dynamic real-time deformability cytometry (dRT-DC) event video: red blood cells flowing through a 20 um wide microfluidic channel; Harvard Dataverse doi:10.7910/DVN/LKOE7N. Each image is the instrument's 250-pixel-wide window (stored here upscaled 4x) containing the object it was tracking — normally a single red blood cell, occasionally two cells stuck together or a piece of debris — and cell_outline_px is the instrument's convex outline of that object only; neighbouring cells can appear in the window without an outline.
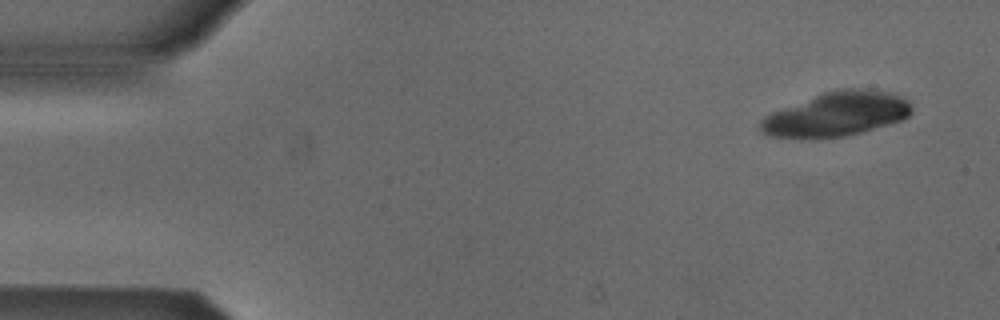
{"species": "Egyptian fruit bat (a non-hibernating species)", "species_latin": "Rousettus aegyptiacus", "temperature_condition": "cold", "stored_images_in_passage": 6, "camera_frame_rate_fps": 3000, "um_per_image_px": 0.085, "animal": {"sex": "male"}, "frame": {"image": 1, "passage_image": 6, "time_ms": 6.0, "image_size_px": [1000, 320], "cell_outline_px": [[912, 112], [908, 116], [900, 120], [860, 132], [844, 136], [772, 136], [764, 132], [760, 128], [760, 120], [764, 116], [772, 112], [824, 92], [836, 88], [860, 88], [888, 92], [900, 96], [908, 100], [912, 108]], "centroid_in_image_um": [71.15, 9.66], "position_along_channel_um": 13.9, "area_um2": 37.86}}